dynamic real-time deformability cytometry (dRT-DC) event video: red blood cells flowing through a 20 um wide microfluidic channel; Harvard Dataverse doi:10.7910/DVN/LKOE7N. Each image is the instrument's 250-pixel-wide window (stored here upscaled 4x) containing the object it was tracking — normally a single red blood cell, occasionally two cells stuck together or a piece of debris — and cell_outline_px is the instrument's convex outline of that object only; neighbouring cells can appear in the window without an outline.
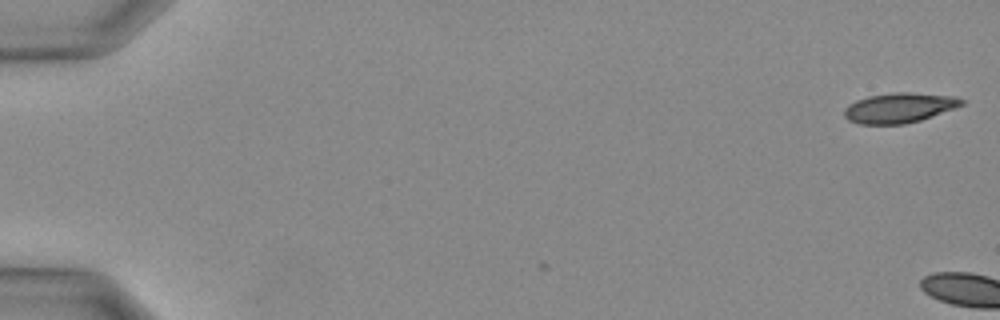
{"species": "Egyptian fruit bat (a non-hibernating species)", "species_latin": "Rousettus aegyptiacus", "temperature_condition": "warm", "stored_images_in_passage": 3, "camera_frame_rate_fps": 3000, "um_per_image_px": 0.085, "animal": {"sex": "female"}, "frame": {"image": 1, "passage_image": 1, "time_ms": 0.0, "image_size_px": [1000, 320], "cell_outline_px": [[964, 104], [920, 120], [904, 124], [860, 124], [848, 120], [844, 116], [844, 108], [848, 104], [856, 100], [868, 96], [900, 92], [908, 92], [952, 96], [964, 100]], "centroid_in_image_um": [76.38, 9.17], "position_along_channel_um": 8.6, "area_um2": 20.23}}